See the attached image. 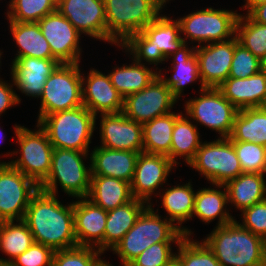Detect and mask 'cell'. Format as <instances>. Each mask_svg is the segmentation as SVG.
I'll use <instances>...</instances> for the list:
<instances>
[{
  "mask_svg": "<svg viewBox=\"0 0 266 266\" xmlns=\"http://www.w3.org/2000/svg\"><path fill=\"white\" fill-rule=\"evenodd\" d=\"M56 196L39 189L31 198L23 220L35 243L53 251L77 247L73 202L65 206Z\"/></svg>",
  "mask_w": 266,
  "mask_h": 266,
  "instance_id": "1",
  "label": "cell"
},
{
  "mask_svg": "<svg viewBox=\"0 0 266 266\" xmlns=\"http://www.w3.org/2000/svg\"><path fill=\"white\" fill-rule=\"evenodd\" d=\"M203 241L223 266H266V241L237 220L216 226Z\"/></svg>",
  "mask_w": 266,
  "mask_h": 266,
  "instance_id": "2",
  "label": "cell"
},
{
  "mask_svg": "<svg viewBox=\"0 0 266 266\" xmlns=\"http://www.w3.org/2000/svg\"><path fill=\"white\" fill-rule=\"evenodd\" d=\"M170 0H104L107 42L128 45Z\"/></svg>",
  "mask_w": 266,
  "mask_h": 266,
  "instance_id": "3",
  "label": "cell"
},
{
  "mask_svg": "<svg viewBox=\"0 0 266 266\" xmlns=\"http://www.w3.org/2000/svg\"><path fill=\"white\" fill-rule=\"evenodd\" d=\"M154 212L152 205H148L136 220L133 227L112 249L120 258V264L128 266L145 249L158 242H180L183 232L175 224L162 219Z\"/></svg>",
  "mask_w": 266,
  "mask_h": 266,
  "instance_id": "4",
  "label": "cell"
},
{
  "mask_svg": "<svg viewBox=\"0 0 266 266\" xmlns=\"http://www.w3.org/2000/svg\"><path fill=\"white\" fill-rule=\"evenodd\" d=\"M37 124L46 132L54 148L89 152L96 116L85 106L43 117Z\"/></svg>",
  "mask_w": 266,
  "mask_h": 266,
  "instance_id": "5",
  "label": "cell"
},
{
  "mask_svg": "<svg viewBox=\"0 0 266 266\" xmlns=\"http://www.w3.org/2000/svg\"><path fill=\"white\" fill-rule=\"evenodd\" d=\"M88 155V152L54 148L50 173L39 185L40 189L56 195L59 183L62 191L69 196L77 199L87 198L90 191L91 167L85 165L83 159Z\"/></svg>",
  "mask_w": 266,
  "mask_h": 266,
  "instance_id": "6",
  "label": "cell"
},
{
  "mask_svg": "<svg viewBox=\"0 0 266 266\" xmlns=\"http://www.w3.org/2000/svg\"><path fill=\"white\" fill-rule=\"evenodd\" d=\"M183 44L179 21L160 14L126 46L148 65L157 66Z\"/></svg>",
  "mask_w": 266,
  "mask_h": 266,
  "instance_id": "7",
  "label": "cell"
},
{
  "mask_svg": "<svg viewBox=\"0 0 266 266\" xmlns=\"http://www.w3.org/2000/svg\"><path fill=\"white\" fill-rule=\"evenodd\" d=\"M40 100L37 123L49 114L83 106L79 63H61L47 78Z\"/></svg>",
  "mask_w": 266,
  "mask_h": 266,
  "instance_id": "8",
  "label": "cell"
},
{
  "mask_svg": "<svg viewBox=\"0 0 266 266\" xmlns=\"http://www.w3.org/2000/svg\"><path fill=\"white\" fill-rule=\"evenodd\" d=\"M239 15L237 11L208 7L177 20L181 35L185 36L184 43L189 39L191 44L197 42L200 46L201 43L222 42L235 37Z\"/></svg>",
  "mask_w": 266,
  "mask_h": 266,
  "instance_id": "9",
  "label": "cell"
},
{
  "mask_svg": "<svg viewBox=\"0 0 266 266\" xmlns=\"http://www.w3.org/2000/svg\"><path fill=\"white\" fill-rule=\"evenodd\" d=\"M36 126L38 129L30 130L15 124L20 157L8 163L40 185L50 173L54 147L46 132L39 124Z\"/></svg>",
  "mask_w": 266,
  "mask_h": 266,
  "instance_id": "10",
  "label": "cell"
},
{
  "mask_svg": "<svg viewBox=\"0 0 266 266\" xmlns=\"http://www.w3.org/2000/svg\"><path fill=\"white\" fill-rule=\"evenodd\" d=\"M205 142L201 143L188 165L206 177L210 184H225L243 173L229 137H218L212 142Z\"/></svg>",
  "mask_w": 266,
  "mask_h": 266,
  "instance_id": "11",
  "label": "cell"
},
{
  "mask_svg": "<svg viewBox=\"0 0 266 266\" xmlns=\"http://www.w3.org/2000/svg\"><path fill=\"white\" fill-rule=\"evenodd\" d=\"M200 93L199 97L185 102V115L218 132L220 137H230L238 109L218 88H205Z\"/></svg>",
  "mask_w": 266,
  "mask_h": 266,
  "instance_id": "12",
  "label": "cell"
},
{
  "mask_svg": "<svg viewBox=\"0 0 266 266\" xmlns=\"http://www.w3.org/2000/svg\"><path fill=\"white\" fill-rule=\"evenodd\" d=\"M40 189L8 162H0V222L24 219L33 195Z\"/></svg>",
  "mask_w": 266,
  "mask_h": 266,
  "instance_id": "13",
  "label": "cell"
},
{
  "mask_svg": "<svg viewBox=\"0 0 266 266\" xmlns=\"http://www.w3.org/2000/svg\"><path fill=\"white\" fill-rule=\"evenodd\" d=\"M177 101L171 89L157 76L147 87L124 98L122 113L143 124L171 113Z\"/></svg>",
  "mask_w": 266,
  "mask_h": 266,
  "instance_id": "14",
  "label": "cell"
},
{
  "mask_svg": "<svg viewBox=\"0 0 266 266\" xmlns=\"http://www.w3.org/2000/svg\"><path fill=\"white\" fill-rule=\"evenodd\" d=\"M38 24L52 55L60 63H80L81 34L66 17L56 10L44 16Z\"/></svg>",
  "mask_w": 266,
  "mask_h": 266,
  "instance_id": "15",
  "label": "cell"
},
{
  "mask_svg": "<svg viewBox=\"0 0 266 266\" xmlns=\"http://www.w3.org/2000/svg\"><path fill=\"white\" fill-rule=\"evenodd\" d=\"M57 10L81 35L107 42L104 0H57Z\"/></svg>",
  "mask_w": 266,
  "mask_h": 266,
  "instance_id": "16",
  "label": "cell"
},
{
  "mask_svg": "<svg viewBox=\"0 0 266 266\" xmlns=\"http://www.w3.org/2000/svg\"><path fill=\"white\" fill-rule=\"evenodd\" d=\"M174 167L176 165L166 155L139 153L130 184L133 198L143 200L150 205L152 194L159 187H163Z\"/></svg>",
  "mask_w": 266,
  "mask_h": 266,
  "instance_id": "17",
  "label": "cell"
},
{
  "mask_svg": "<svg viewBox=\"0 0 266 266\" xmlns=\"http://www.w3.org/2000/svg\"><path fill=\"white\" fill-rule=\"evenodd\" d=\"M201 82L205 88H218L229 76L234 55V37L222 42L196 46Z\"/></svg>",
  "mask_w": 266,
  "mask_h": 266,
  "instance_id": "18",
  "label": "cell"
},
{
  "mask_svg": "<svg viewBox=\"0 0 266 266\" xmlns=\"http://www.w3.org/2000/svg\"><path fill=\"white\" fill-rule=\"evenodd\" d=\"M123 97L111 83L109 74L90 69L87 77L82 74V101L92 114L121 113Z\"/></svg>",
  "mask_w": 266,
  "mask_h": 266,
  "instance_id": "19",
  "label": "cell"
},
{
  "mask_svg": "<svg viewBox=\"0 0 266 266\" xmlns=\"http://www.w3.org/2000/svg\"><path fill=\"white\" fill-rule=\"evenodd\" d=\"M101 146L109 149L143 152L142 124L121 113L101 114Z\"/></svg>",
  "mask_w": 266,
  "mask_h": 266,
  "instance_id": "20",
  "label": "cell"
},
{
  "mask_svg": "<svg viewBox=\"0 0 266 266\" xmlns=\"http://www.w3.org/2000/svg\"><path fill=\"white\" fill-rule=\"evenodd\" d=\"M74 230L78 246L94 247L104 253L107 211L87 198L73 202Z\"/></svg>",
  "mask_w": 266,
  "mask_h": 266,
  "instance_id": "21",
  "label": "cell"
},
{
  "mask_svg": "<svg viewBox=\"0 0 266 266\" xmlns=\"http://www.w3.org/2000/svg\"><path fill=\"white\" fill-rule=\"evenodd\" d=\"M60 64L57 59L19 57L10 67L13 86L26 96L40 98L47 78Z\"/></svg>",
  "mask_w": 266,
  "mask_h": 266,
  "instance_id": "22",
  "label": "cell"
},
{
  "mask_svg": "<svg viewBox=\"0 0 266 266\" xmlns=\"http://www.w3.org/2000/svg\"><path fill=\"white\" fill-rule=\"evenodd\" d=\"M92 152V153H91ZM90 152L91 175L118 178L131 184L138 152L95 147Z\"/></svg>",
  "mask_w": 266,
  "mask_h": 266,
  "instance_id": "23",
  "label": "cell"
},
{
  "mask_svg": "<svg viewBox=\"0 0 266 266\" xmlns=\"http://www.w3.org/2000/svg\"><path fill=\"white\" fill-rule=\"evenodd\" d=\"M218 89L238 110L263 107L266 101V74L259 71L244 79L227 78Z\"/></svg>",
  "mask_w": 266,
  "mask_h": 266,
  "instance_id": "24",
  "label": "cell"
},
{
  "mask_svg": "<svg viewBox=\"0 0 266 266\" xmlns=\"http://www.w3.org/2000/svg\"><path fill=\"white\" fill-rule=\"evenodd\" d=\"M188 43H184L176 52L167 57V61L171 58V71L173 74L171 77L166 78L161 73V69L158 72L160 79L171 89L172 95L179 100L182 96V92L186 85L200 80V90L205 89L201 82L199 73V64L197 55L195 53V46L191 48L187 47Z\"/></svg>",
  "mask_w": 266,
  "mask_h": 266,
  "instance_id": "25",
  "label": "cell"
},
{
  "mask_svg": "<svg viewBox=\"0 0 266 266\" xmlns=\"http://www.w3.org/2000/svg\"><path fill=\"white\" fill-rule=\"evenodd\" d=\"M132 55L133 63L131 65H124L115 67L111 73H108L112 85L123 97V99L132 94L141 91L147 87L157 76L158 67L153 71L152 68L145 66L142 59L132 52L127 46H120ZM124 47V48H123Z\"/></svg>",
  "mask_w": 266,
  "mask_h": 266,
  "instance_id": "26",
  "label": "cell"
},
{
  "mask_svg": "<svg viewBox=\"0 0 266 266\" xmlns=\"http://www.w3.org/2000/svg\"><path fill=\"white\" fill-rule=\"evenodd\" d=\"M87 199L105 211H110L133 199L131 185L118 178L91 175Z\"/></svg>",
  "mask_w": 266,
  "mask_h": 266,
  "instance_id": "27",
  "label": "cell"
},
{
  "mask_svg": "<svg viewBox=\"0 0 266 266\" xmlns=\"http://www.w3.org/2000/svg\"><path fill=\"white\" fill-rule=\"evenodd\" d=\"M214 186L216 187L197 190L192 217L196 216L205 223H210L218 217L217 226L219 227L232 223L236 219L229 214V210L226 208L228 205V195L225 185L214 184ZM220 188L224 190L222 189L221 191Z\"/></svg>",
  "mask_w": 266,
  "mask_h": 266,
  "instance_id": "28",
  "label": "cell"
},
{
  "mask_svg": "<svg viewBox=\"0 0 266 266\" xmlns=\"http://www.w3.org/2000/svg\"><path fill=\"white\" fill-rule=\"evenodd\" d=\"M265 174L243 172L224 185L227 190L228 203L241 212L255 203L266 199Z\"/></svg>",
  "mask_w": 266,
  "mask_h": 266,
  "instance_id": "29",
  "label": "cell"
},
{
  "mask_svg": "<svg viewBox=\"0 0 266 266\" xmlns=\"http://www.w3.org/2000/svg\"><path fill=\"white\" fill-rule=\"evenodd\" d=\"M164 191L159 192V196H162L161 203L169 217L168 220L173 224L176 222L175 225L177 224V228L183 232V235L190 237L193 232L187 227H182V224L191 220L193 215L196 192L193 190L191 182L189 181L184 185L178 184L164 189Z\"/></svg>",
  "mask_w": 266,
  "mask_h": 266,
  "instance_id": "30",
  "label": "cell"
},
{
  "mask_svg": "<svg viewBox=\"0 0 266 266\" xmlns=\"http://www.w3.org/2000/svg\"><path fill=\"white\" fill-rule=\"evenodd\" d=\"M149 204L133 198L130 202L107 211L104 232V251L112 250L123 236L133 227L138 217Z\"/></svg>",
  "mask_w": 266,
  "mask_h": 266,
  "instance_id": "31",
  "label": "cell"
},
{
  "mask_svg": "<svg viewBox=\"0 0 266 266\" xmlns=\"http://www.w3.org/2000/svg\"><path fill=\"white\" fill-rule=\"evenodd\" d=\"M11 35L19 47L13 60L19 57L56 59L50 50L38 22L9 21Z\"/></svg>",
  "mask_w": 266,
  "mask_h": 266,
  "instance_id": "32",
  "label": "cell"
},
{
  "mask_svg": "<svg viewBox=\"0 0 266 266\" xmlns=\"http://www.w3.org/2000/svg\"><path fill=\"white\" fill-rule=\"evenodd\" d=\"M181 114L171 112L142 124L144 153L163 154L170 159L172 131L175 120Z\"/></svg>",
  "mask_w": 266,
  "mask_h": 266,
  "instance_id": "33",
  "label": "cell"
},
{
  "mask_svg": "<svg viewBox=\"0 0 266 266\" xmlns=\"http://www.w3.org/2000/svg\"><path fill=\"white\" fill-rule=\"evenodd\" d=\"M230 141L252 142L266 146V110L263 107L238 110Z\"/></svg>",
  "mask_w": 266,
  "mask_h": 266,
  "instance_id": "34",
  "label": "cell"
},
{
  "mask_svg": "<svg viewBox=\"0 0 266 266\" xmlns=\"http://www.w3.org/2000/svg\"><path fill=\"white\" fill-rule=\"evenodd\" d=\"M183 115L181 114L175 120L172 131L170 160L175 165L181 164L176 160L178 157L184 158L185 163L188 165L194 159L202 143L197 129L198 126L193 124L187 115Z\"/></svg>",
  "mask_w": 266,
  "mask_h": 266,
  "instance_id": "35",
  "label": "cell"
},
{
  "mask_svg": "<svg viewBox=\"0 0 266 266\" xmlns=\"http://www.w3.org/2000/svg\"><path fill=\"white\" fill-rule=\"evenodd\" d=\"M18 222V223H17ZM34 243L33 235L22 220L0 222V250L8 256L0 263H11Z\"/></svg>",
  "mask_w": 266,
  "mask_h": 266,
  "instance_id": "36",
  "label": "cell"
},
{
  "mask_svg": "<svg viewBox=\"0 0 266 266\" xmlns=\"http://www.w3.org/2000/svg\"><path fill=\"white\" fill-rule=\"evenodd\" d=\"M238 43L259 59L266 53V25L255 22L248 14H240L236 24Z\"/></svg>",
  "mask_w": 266,
  "mask_h": 266,
  "instance_id": "37",
  "label": "cell"
},
{
  "mask_svg": "<svg viewBox=\"0 0 266 266\" xmlns=\"http://www.w3.org/2000/svg\"><path fill=\"white\" fill-rule=\"evenodd\" d=\"M176 246L178 252H175L174 259L181 266H223L202 240L199 242L184 236Z\"/></svg>",
  "mask_w": 266,
  "mask_h": 266,
  "instance_id": "38",
  "label": "cell"
},
{
  "mask_svg": "<svg viewBox=\"0 0 266 266\" xmlns=\"http://www.w3.org/2000/svg\"><path fill=\"white\" fill-rule=\"evenodd\" d=\"M8 21L38 22L57 10V0H10Z\"/></svg>",
  "mask_w": 266,
  "mask_h": 266,
  "instance_id": "39",
  "label": "cell"
},
{
  "mask_svg": "<svg viewBox=\"0 0 266 266\" xmlns=\"http://www.w3.org/2000/svg\"><path fill=\"white\" fill-rule=\"evenodd\" d=\"M243 172L266 174V146L231 141Z\"/></svg>",
  "mask_w": 266,
  "mask_h": 266,
  "instance_id": "40",
  "label": "cell"
},
{
  "mask_svg": "<svg viewBox=\"0 0 266 266\" xmlns=\"http://www.w3.org/2000/svg\"><path fill=\"white\" fill-rule=\"evenodd\" d=\"M103 255L94 247L77 246L54 251L52 266H95Z\"/></svg>",
  "mask_w": 266,
  "mask_h": 266,
  "instance_id": "41",
  "label": "cell"
},
{
  "mask_svg": "<svg viewBox=\"0 0 266 266\" xmlns=\"http://www.w3.org/2000/svg\"><path fill=\"white\" fill-rule=\"evenodd\" d=\"M260 71V59L234 37V55L228 78L244 79Z\"/></svg>",
  "mask_w": 266,
  "mask_h": 266,
  "instance_id": "42",
  "label": "cell"
},
{
  "mask_svg": "<svg viewBox=\"0 0 266 266\" xmlns=\"http://www.w3.org/2000/svg\"><path fill=\"white\" fill-rule=\"evenodd\" d=\"M171 243L178 244L179 242L155 243L145 249L128 266H169L175 258Z\"/></svg>",
  "mask_w": 266,
  "mask_h": 266,
  "instance_id": "43",
  "label": "cell"
},
{
  "mask_svg": "<svg viewBox=\"0 0 266 266\" xmlns=\"http://www.w3.org/2000/svg\"><path fill=\"white\" fill-rule=\"evenodd\" d=\"M241 213L243 219L239 224L266 241V199L245 208Z\"/></svg>",
  "mask_w": 266,
  "mask_h": 266,
  "instance_id": "44",
  "label": "cell"
},
{
  "mask_svg": "<svg viewBox=\"0 0 266 266\" xmlns=\"http://www.w3.org/2000/svg\"><path fill=\"white\" fill-rule=\"evenodd\" d=\"M53 254L54 251L50 247L34 242L11 264L13 266H52Z\"/></svg>",
  "mask_w": 266,
  "mask_h": 266,
  "instance_id": "45",
  "label": "cell"
},
{
  "mask_svg": "<svg viewBox=\"0 0 266 266\" xmlns=\"http://www.w3.org/2000/svg\"><path fill=\"white\" fill-rule=\"evenodd\" d=\"M14 84L7 83L0 78V116L10 107L21 103L20 96L13 91Z\"/></svg>",
  "mask_w": 266,
  "mask_h": 266,
  "instance_id": "46",
  "label": "cell"
},
{
  "mask_svg": "<svg viewBox=\"0 0 266 266\" xmlns=\"http://www.w3.org/2000/svg\"><path fill=\"white\" fill-rule=\"evenodd\" d=\"M248 15L255 22L266 25V2L256 6Z\"/></svg>",
  "mask_w": 266,
  "mask_h": 266,
  "instance_id": "47",
  "label": "cell"
},
{
  "mask_svg": "<svg viewBox=\"0 0 266 266\" xmlns=\"http://www.w3.org/2000/svg\"><path fill=\"white\" fill-rule=\"evenodd\" d=\"M246 4H244L241 8L247 9V13L249 14L256 6L263 4L266 0H244Z\"/></svg>",
  "mask_w": 266,
  "mask_h": 266,
  "instance_id": "48",
  "label": "cell"
},
{
  "mask_svg": "<svg viewBox=\"0 0 266 266\" xmlns=\"http://www.w3.org/2000/svg\"><path fill=\"white\" fill-rule=\"evenodd\" d=\"M260 71L266 74V53L262 58H260Z\"/></svg>",
  "mask_w": 266,
  "mask_h": 266,
  "instance_id": "49",
  "label": "cell"
},
{
  "mask_svg": "<svg viewBox=\"0 0 266 266\" xmlns=\"http://www.w3.org/2000/svg\"><path fill=\"white\" fill-rule=\"evenodd\" d=\"M95 266H114L111 263L107 262L106 260L101 259Z\"/></svg>",
  "mask_w": 266,
  "mask_h": 266,
  "instance_id": "50",
  "label": "cell"
},
{
  "mask_svg": "<svg viewBox=\"0 0 266 266\" xmlns=\"http://www.w3.org/2000/svg\"><path fill=\"white\" fill-rule=\"evenodd\" d=\"M169 266H181L175 259L169 264Z\"/></svg>",
  "mask_w": 266,
  "mask_h": 266,
  "instance_id": "51",
  "label": "cell"
},
{
  "mask_svg": "<svg viewBox=\"0 0 266 266\" xmlns=\"http://www.w3.org/2000/svg\"><path fill=\"white\" fill-rule=\"evenodd\" d=\"M0 266H13L11 263H0Z\"/></svg>",
  "mask_w": 266,
  "mask_h": 266,
  "instance_id": "52",
  "label": "cell"
},
{
  "mask_svg": "<svg viewBox=\"0 0 266 266\" xmlns=\"http://www.w3.org/2000/svg\"><path fill=\"white\" fill-rule=\"evenodd\" d=\"M1 132H2V131H1V129H0V135L2 134ZM2 135H3V134H2ZM2 137H4V136H1V137H0V140H1V141H3V138H2ZM1 138H2V139H1Z\"/></svg>",
  "mask_w": 266,
  "mask_h": 266,
  "instance_id": "53",
  "label": "cell"
},
{
  "mask_svg": "<svg viewBox=\"0 0 266 266\" xmlns=\"http://www.w3.org/2000/svg\"><path fill=\"white\" fill-rule=\"evenodd\" d=\"M2 53H3V52H1V50H0V63H1V56H2ZM0 66H1V65H0Z\"/></svg>",
  "mask_w": 266,
  "mask_h": 266,
  "instance_id": "54",
  "label": "cell"
},
{
  "mask_svg": "<svg viewBox=\"0 0 266 266\" xmlns=\"http://www.w3.org/2000/svg\"><path fill=\"white\" fill-rule=\"evenodd\" d=\"M263 108L266 110V101H265V103H264V105H263Z\"/></svg>",
  "mask_w": 266,
  "mask_h": 266,
  "instance_id": "55",
  "label": "cell"
}]
</instances>
